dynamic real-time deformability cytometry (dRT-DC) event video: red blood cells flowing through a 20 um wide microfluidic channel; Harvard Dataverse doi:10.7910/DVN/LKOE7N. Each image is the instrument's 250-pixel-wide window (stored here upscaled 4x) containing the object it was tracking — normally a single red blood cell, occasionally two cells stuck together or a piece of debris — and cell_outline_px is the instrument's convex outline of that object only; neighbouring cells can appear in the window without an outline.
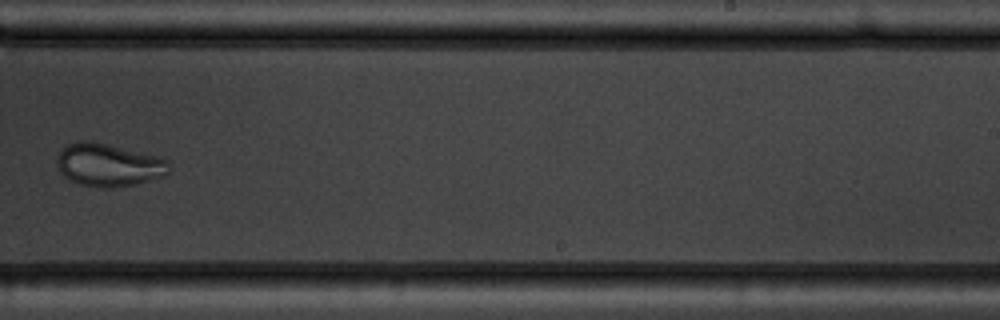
{"species": "common noctule bat (a hibernating species)", "species_latin": "Nyctalus noctula", "temperature_condition": "warm", "stored_images_in_passage": 10, "camera_frame_rate_fps": 3000, "um_per_image_px": 0.085, "animal": {"sex": "male", "body_mass_g": 19.5, "forearm_length_mm": 54.6}, "frame": {"image": 1, "passage_image": 9, "time_ms": 9.0, "image_size_px": [1000, 320], "cell_outline_px": [[168, 172], [164, 176], [136, 184], [112, 188], [100, 188], [80, 184], [64, 176], [60, 172], [56, 164], [56, 160], [60, 152], [68, 144], [80, 140], [88, 140], [160, 156], [168, 160]], "centroid_in_image_um": [9.23, 14.02], "position_along_channel_um": 279.8, "area_um2": 27.98}}